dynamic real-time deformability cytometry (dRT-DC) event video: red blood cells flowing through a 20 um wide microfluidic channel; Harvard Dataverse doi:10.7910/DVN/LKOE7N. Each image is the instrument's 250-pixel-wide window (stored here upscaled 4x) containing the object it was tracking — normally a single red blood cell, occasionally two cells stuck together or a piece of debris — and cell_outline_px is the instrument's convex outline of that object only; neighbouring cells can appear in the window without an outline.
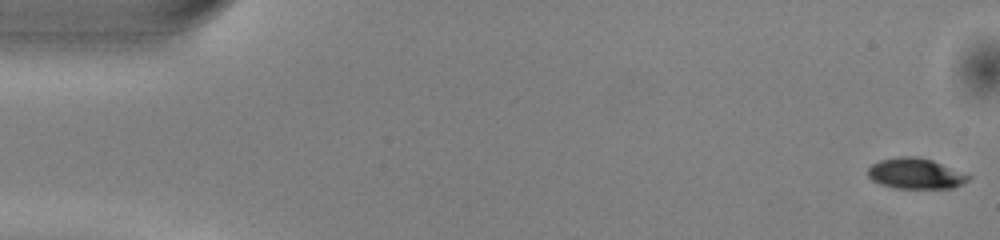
{"species": "common noctule bat (a hibernating species)", "species_latin": "Nyctalus noctula", "temperature_condition": "warm", "stored_images_in_passage": 51, "camera_frame_rate_fps": 3000, "um_per_image_px": 0.085, "animal": {"sex": "male", "body_mass_g": 13.0, "forearm_length_mm": 53.1}, "frame": {"image": 1, "passage_image": 1, "time_ms": 0.0, "image_size_px": [1000, 240], "cell_outline_px": [[972, 176], [968, 180], [952, 188], [896, 188], [880, 184], [872, 180], [868, 176], [868, 168], [872, 164], [880, 160], [900, 156], [916, 156], [932, 160]], "centroid_in_image_um": [77.8, 14.75], "position_along_channel_um": 7.2, "area_um2": 17.8}}
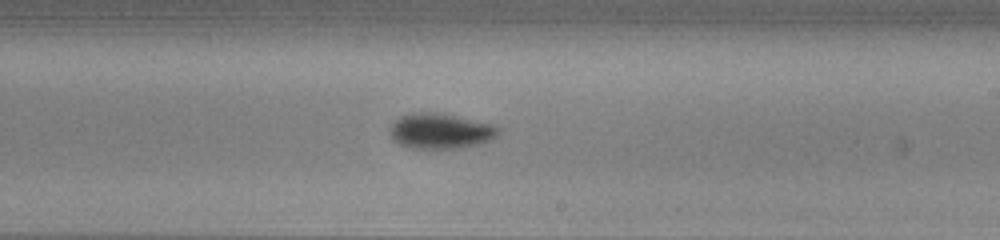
{"frame": {"image": 2, "passage_image": 30, "time_ms": 9.667, "image_size_px": [1000, 240], "cell_outline_px": [[500, 128], [496, 136], [492, 140], [480, 144], [460, 148], [412, 148], [400, 144], [392, 140], [388, 132], [388, 128], [400, 116], [412, 112], [436, 112], [456, 116], [492, 124]], "centroid_in_image_um": [37.4, 11.14], "position_along_channel_um": 251.6, "area_um2": 22.48}}
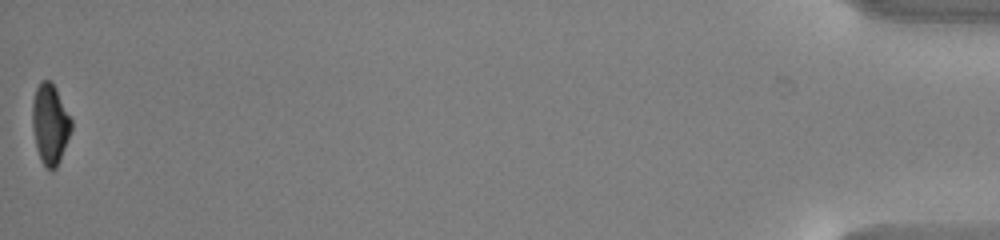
{"frame": {"image": 3, "passage_image": 51, "time_ms": 16.667, "image_size_px": [1000, 240], "cell_outline_px": [[72, 128], [60, 160], [56, 168], [52, 172], [40, 160], [36, 148], [32, 128], [32, 100], [36, 88], [40, 80], [48, 80], [56, 88], [72, 120]], "centroid_in_image_um": [4.24, 10.55], "position_along_channel_um": 431.0, "area_um2": 18.32}, "authors_computed_cell_mechanics": {"area_um2": 20.23, "velocity_mm_per_s": 4.0428, "shape_relaxation_time_tau1_ms": 2.0959, "shape_relaxation_time_tau2_ms": null, "deformation_change_tau1": 0.1288, "deformation_change_tau2": null}}